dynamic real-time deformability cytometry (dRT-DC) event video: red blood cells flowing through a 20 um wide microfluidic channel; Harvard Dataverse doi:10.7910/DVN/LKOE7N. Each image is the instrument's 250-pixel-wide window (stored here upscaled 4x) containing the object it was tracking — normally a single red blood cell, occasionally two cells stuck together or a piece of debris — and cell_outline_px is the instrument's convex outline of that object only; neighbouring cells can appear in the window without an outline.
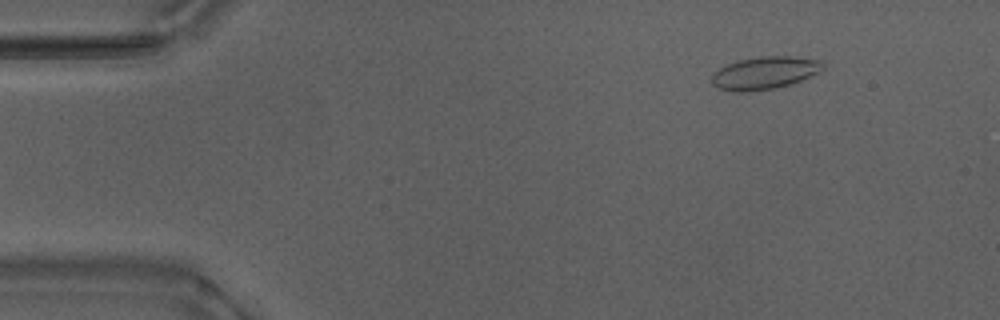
{"species": "Egyptian fruit bat (a non-hibernating species)", "species_latin": "Rousettus aegyptiacus", "temperature_condition": "warm", "stored_images_in_passage": 44, "camera_frame_rate_fps": 3000, "um_per_image_px": 0.085, "animal": {"sex": "male"}, "frame": {"image": 1, "passage_image": 2, "time_ms": 0.333, "image_size_px": [1000, 320], "cell_outline_px": [[824, 68], [800, 80], [788, 84], [772, 88], [740, 92], [736, 92], [716, 88], [712, 84], [712, 76], [720, 68], [728, 64], [740, 60], [760, 56], [788, 56], [820, 60], [824, 64]], "centroid_in_image_um": [64.96, 6.19], "position_along_channel_um": 20.0, "area_um2": 20.58}}
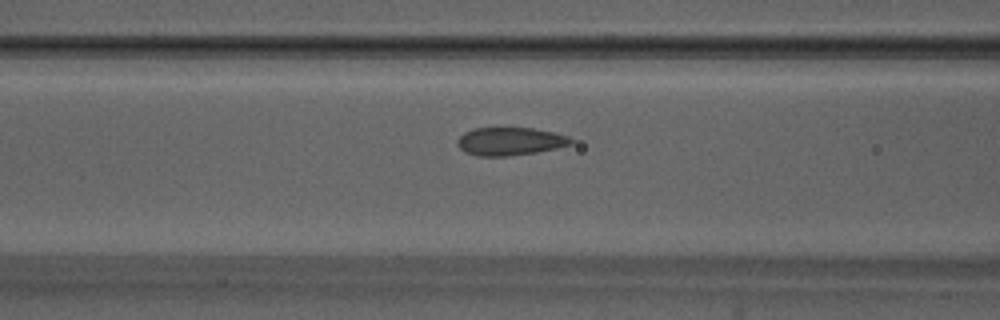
{"frame": {"image": 2, "passage_image": 17, "time_ms": 5.333, "image_size_px": [1000, 320], "cell_outline_px": [[572, 144], [556, 148], [536, 152], [508, 156], [476, 156], [464, 152], [456, 144], [456, 140], [464, 132], [472, 128], [532, 128], [552, 132], [568, 136], [572, 140]], "centroid_in_image_um": [43.3, 12.02], "position_along_channel_um": 123.3, "area_um2": 18.55}}
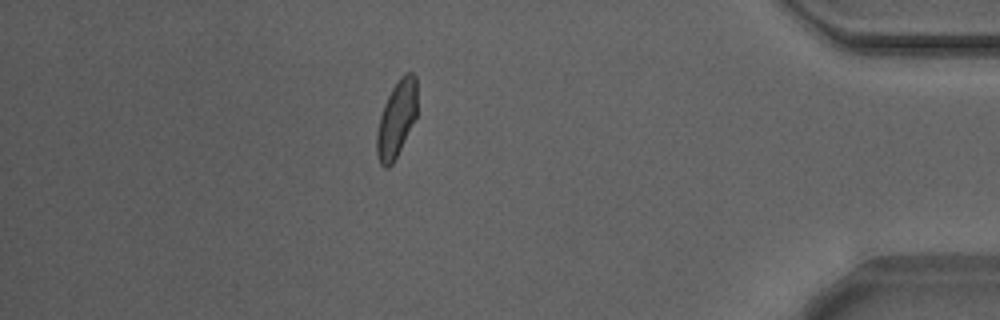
{"frame": {"image": 3, "passage_image": 42, "time_ms": 13.667, "image_size_px": [1000, 320], "cell_outline_px": [[416, 116], [392, 164], [388, 168], [384, 168], [380, 164], [376, 152], [376, 132], [380, 116], [384, 104], [392, 88], [400, 76], [404, 72], [412, 72], [416, 76]], "centroid_in_image_um": [33.68, 10.09], "position_along_channel_um": 401.5, "area_um2": 17.8}}